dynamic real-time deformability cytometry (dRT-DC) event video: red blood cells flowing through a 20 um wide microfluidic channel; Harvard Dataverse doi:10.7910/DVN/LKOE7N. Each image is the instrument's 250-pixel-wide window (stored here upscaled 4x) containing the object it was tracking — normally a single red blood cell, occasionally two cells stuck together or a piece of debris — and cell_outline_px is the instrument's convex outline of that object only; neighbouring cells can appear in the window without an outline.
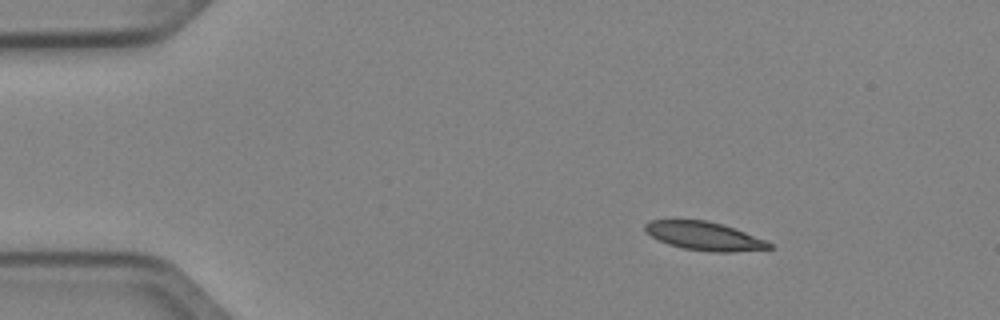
{"species": "Egyptian fruit bat (a non-hibernating species)", "species_latin": "Rousettus aegyptiacus", "temperature_condition": "cold", "stored_images_in_passage": 44, "camera_frame_rate_fps": 3000, "um_per_image_px": 0.085, "animal": {"sex": "female"}, "frame": {"image": 1, "passage_image": 1, "time_ms": 0.0, "image_size_px": [1000, 320], "cell_outline_px": [[776, 248], [732, 252], [712, 252], [684, 248], [668, 244], [644, 232], [644, 224], [652, 220], [704, 220], [720, 224], [744, 232], [764, 240], [772, 244]], "centroid_in_image_um": [59.85, 20.07], "position_along_channel_um": 25.1, "area_um2": 20.29}}
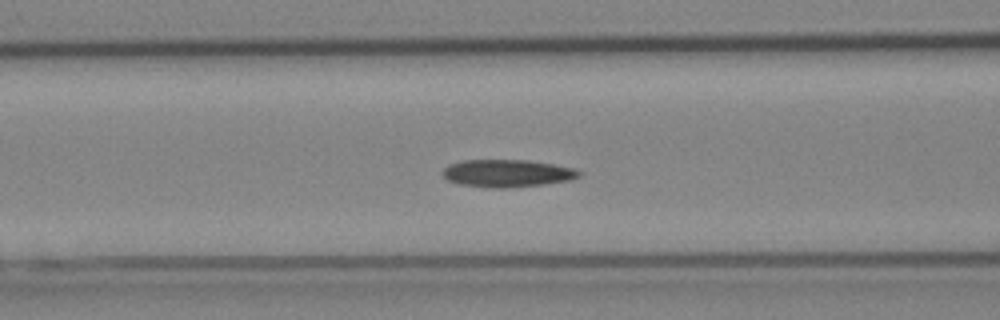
{"frame": {"image": 2, "passage_image": 14, "time_ms": 4.333, "image_size_px": [1000, 320], "cell_outline_px": [[580, 176], [572, 180], [544, 184], [508, 188], [488, 188], [460, 184], [448, 180], [440, 172], [448, 164], [464, 160], [524, 160], [552, 164], [572, 168], [580, 172]], "centroid_in_image_um": [43.07, 14.74], "position_along_channel_um": 123.5, "area_um2": 21.85}}
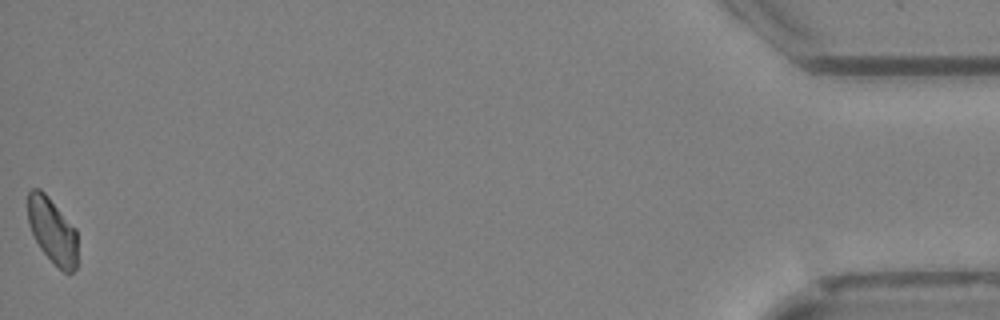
{"frame": {"image": 3, "passage_image": 44, "time_ms": 14.333, "image_size_px": [1000, 320], "cell_outline_px": [[76, 268], [72, 272], [64, 272], [40, 248], [28, 224], [28, 192], [32, 188], [40, 188], [48, 196], [76, 228]], "centroid_in_image_um": [4.44, 19.56], "position_along_channel_um": 430.8, "area_um2": 18.73}}